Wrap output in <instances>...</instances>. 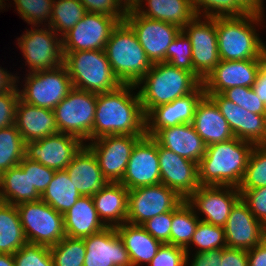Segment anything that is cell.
Instances as JSON below:
<instances>
[{
  "mask_svg": "<svg viewBox=\"0 0 266 266\" xmlns=\"http://www.w3.org/2000/svg\"><path fill=\"white\" fill-rule=\"evenodd\" d=\"M136 85L97 94L92 140L105 135H146V115ZM134 94V95H133Z\"/></svg>",
  "mask_w": 266,
  "mask_h": 266,
  "instance_id": "6da1fadb",
  "label": "cell"
},
{
  "mask_svg": "<svg viewBox=\"0 0 266 266\" xmlns=\"http://www.w3.org/2000/svg\"><path fill=\"white\" fill-rule=\"evenodd\" d=\"M253 147V143L236 137L206 146L205 155L198 163L200 185L238 188Z\"/></svg>",
  "mask_w": 266,
  "mask_h": 266,
  "instance_id": "7a4b0ae2",
  "label": "cell"
},
{
  "mask_svg": "<svg viewBox=\"0 0 266 266\" xmlns=\"http://www.w3.org/2000/svg\"><path fill=\"white\" fill-rule=\"evenodd\" d=\"M263 17L264 14L247 13L238 17L215 18L220 60L264 59L266 45L255 28L262 24Z\"/></svg>",
  "mask_w": 266,
  "mask_h": 266,
  "instance_id": "3957f363",
  "label": "cell"
},
{
  "mask_svg": "<svg viewBox=\"0 0 266 266\" xmlns=\"http://www.w3.org/2000/svg\"><path fill=\"white\" fill-rule=\"evenodd\" d=\"M143 86H142V85ZM202 82L191 72L167 62L154 63L137 83L145 115L153 108L194 92Z\"/></svg>",
  "mask_w": 266,
  "mask_h": 266,
  "instance_id": "277c9868",
  "label": "cell"
},
{
  "mask_svg": "<svg viewBox=\"0 0 266 266\" xmlns=\"http://www.w3.org/2000/svg\"><path fill=\"white\" fill-rule=\"evenodd\" d=\"M104 51L122 84L137 85L153 65L135 32L125 21L119 22L112 30Z\"/></svg>",
  "mask_w": 266,
  "mask_h": 266,
  "instance_id": "5b68a950",
  "label": "cell"
},
{
  "mask_svg": "<svg viewBox=\"0 0 266 266\" xmlns=\"http://www.w3.org/2000/svg\"><path fill=\"white\" fill-rule=\"evenodd\" d=\"M74 88L95 94L114 91L122 83L104 50L64 52V63Z\"/></svg>",
  "mask_w": 266,
  "mask_h": 266,
  "instance_id": "8992f818",
  "label": "cell"
},
{
  "mask_svg": "<svg viewBox=\"0 0 266 266\" xmlns=\"http://www.w3.org/2000/svg\"><path fill=\"white\" fill-rule=\"evenodd\" d=\"M97 94L72 88L53 109L59 133L92 141Z\"/></svg>",
  "mask_w": 266,
  "mask_h": 266,
  "instance_id": "52a82bcc",
  "label": "cell"
},
{
  "mask_svg": "<svg viewBox=\"0 0 266 266\" xmlns=\"http://www.w3.org/2000/svg\"><path fill=\"white\" fill-rule=\"evenodd\" d=\"M16 207L27 242L51 247L66 236L63 214L41 199Z\"/></svg>",
  "mask_w": 266,
  "mask_h": 266,
  "instance_id": "ba28073f",
  "label": "cell"
},
{
  "mask_svg": "<svg viewBox=\"0 0 266 266\" xmlns=\"http://www.w3.org/2000/svg\"><path fill=\"white\" fill-rule=\"evenodd\" d=\"M25 78L19 99L23 102L48 109H54L73 88L66 67L29 72Z\"/></svg>",
  "mask_w": 266,
  "mask_h": 266,
  "instance_id": "9c48e42d",
  "label": "cell"
},
{
  "mask_svg": "<svg viewBox=\"0 0 266 266\" xmlns=\"http://www.w3.org/2000/svg\"><path fill=\"white\" fill-rule=\"evenodd\" d=\"M33 27L29 31L26 29V33L17 38L25 63L30 68L28 72L60 67L64 63L62 37L58 38V34L49 26L48 29Z\"/></svg>",
  "mask_w": 266,
  "mask_h": 266,
  "instance_id": "30bf717a",
  "label": "cell"
},
{
  "mask_svg": "<svg viewBox=\"0 0 266 266\" xmlns=\"http://www.w3.org/2000/svg\"><path fill=\"white\" fill-rule=\"evenodd\" d=\"M183 201L176 191L162 183L128 190L126 222L142 225L148 219L175 210Z\"/></svg>",
  "mask_w": 266,
  "mask_h": 266,
  "instance_id": "8fae6325",
  "label": "cell"
},
{
  "mask_svg": "<svg viewBox=\"0 0 266 266\" xmlns=\"http://www.w3.org/2000/svg\"><path fill=\"white\" fill-rule=\"evenodd\" d=\"M135 32L152 64L166 62V50L182 31L177 25L140 15L135 9L126 11L124 20Z\"/></svg>",
  "mask_w": 266,
  "mask_h": 266,
  "instance_id": "7c38bea8",
  "label": "cell"
},
{
  "mask_svg": "<svg viewBox=\"0 0 266 266\" xmlns=\"http://www.w3.org/2000/svg\"><path fill=\"white\" fill-rule=\"evenodd\" d=\"M196 16L182 29L190 39L194 75L202 82L220 62L215 18Z\"/></svg>",
  "mask_w": 266,
  "mask_h": 266,
  "instance_id": "4fadbf2b",
  "label": "cell"
},
{
  "mask_svg": "<svg viewBox=\"0 0 266 266\" xmlns=\"http://www.w3.org/2000/svg\"><path fill=\"white\" fill-rule=\"evenodd\" d=\"M119 22L113 16L87 12L62 36L63 52L104 50L112 30Z\"/></svg>",
  "mask_w": 266,
  "mask_h": 266,
  "instance_id": "5bb4252c",
  "label": "cell"
},
{
  "mask_svg": "<svg viewBox=\"0 0 266 266\" xmlns=\"http://www.w3.org/2000/svg\"><path fill=\"white\" fill-rule=\"evenodd\" d=\"M144 135H105L87 145L108 182H120L136 142Z\"/></svg>",
  "mask_w": 266,
  "mask_h": 266,
  "instance_id": "9a60e30c",
  "label": "cell"
},
{
  "mask_svg": "<svg viewBox=\"0 0 266 266\" xmlns=\"http://www.w3.org/2000/svg\"><path fill=\"white\" fill-rule=\"evenodd\" d=\"M120 183L128 190L161 183L157 142L152 136L136 142Z\"/></svg>",
  "mask_w": 266,
  "mask_h": 266,
  "instance_id": "2e32d148",
  "label": "cell"
},
{
  "mask_svg": "<svg viewBox=\"0 0 266 266\" xmlns=\"http://www.w3.org/2000/svg\"><path fill=\"white\" fill-rule=\"evenodd\" d=\"M84 144L73 135L57 133L25 143V157L56 171L65 170Z\"/></svg>",
  "mask_w": 266,
  "mask_h": 266,
  "instance_id": "e0dca14e",
  "label": "cell"
},
{
  "mask_svg": "<svg viewBox=\"0 0 266 266\" xmlns=\"http://www.w3.org/2000/svg\"><path fill=\"white\" fill-rule=\"evenodd\" d=\"M240 198L241 194L237 187L200 186L187 202L195 212L203 214L204 218H199L200 221L224 227L231 209Z\"/></svg>",
  "mask_w": 266,
  "mask_h": 266,
  "instance_id": "ac0fdd59",
  "label": "cell"
},
{
  "mask_svg": "<svg viewBox=\"0 0 266 266\" xmlns=\"http://www.w3.org/2000/svg\"><path fill=\"white\" fill-rule=\"evenodd\" d=\"M264 59L220 60L202 81L205 94H221L233 87H252Z\"/></svg>",
  "mask_w": 266,
  "mask_h": 266,
  "instance_id": "d6986e66",
  "label": "cell"
},
{
  "mask_svg": "<svg viewBox=\"0 0 266 266\" xmlns=\"http://www.w3.org/2000/svg\"><path fill=\"white\" fill-rule=\"evenodd\" d=\"M161 183L187 200L201 185L198 164L157 143Z\"/></svg>",
  "mask_w": 266,
  "mask_h": 266,
  "instance_id": "ffe728a7",
  "label": "cell"
},
{
  "mask_svg": "<svg viewBox=\"0 0 266 266\" xmlns=\"http://www.w3.org/2000/svg\"><path fill=\"white\" fill-rule=\"evenodd\" d=\"M218 106L234 137L254 145H266V115L254 114L222 94H205Z\"/></svg>",
  "mask_w": 266,
  "mask_h": 266,
  "instance_id": "44dd1931",
  "label": "cell"
},
{
  "mask_svg": "<svg viewBox=\"0 0 266 266\" xmlns=\"http://www.w3.org/2000/svg\"><path fill=\"white\" fill-rule=\"evenodd\" d=\"M224 232L227 247L247 251L266 238V227L254 217L241 198L231 209Z\"/></svg>",
  "mask_w": 266,
  "mask_h": 266,
  "instance_id": "7402d4cb",
  "label": "cell"
},
{
  "mask_svg": "<svg viewBox=\"0 0 266 266\" xmlns=\"http://www.w3.org/2000/svg\"><path fill=\"white\" fill-rule=\"evenodd\" d=\"M83 239L86 247L84 266H132L115 227H105Z\"/></svg>",
  "mask_w": 266,
  "mask_h": 266,
  "instance_id": "603a6c76",
  "label": "cell"
},
{
  "mask_svg": "<svg viewBox=\"0 0 266 266\" xmlns=\"http://www.w3.org/2000/svg\"><path fill=\"white\" fill-rule=\"evenodd\" d=\"M204 95L201 84L194 92L153 108L146 115V135L153 136L159 129L192 123L196 105Z\"/></svg>",
  "mask_w": 266,
  "mask_h": 266,
  "instance_id": "cb8c5ba5",
  "label": "cell"
},
{
  "mask_svg": "<svg viewBox=\"0 0 266 266\" xmlns=\"http://www.w3.org/2000/svg\"><path fill=\"white\" fill-rule=\"evenodd\" d=\"M65 171L82 196H93L108 184L96 156L87 144L75 154Z\"/></svg>",
  "mask_w": 266,
  "mask_h": 266,
  "instance_id": "d4e9b609",
  "label": "cell"
},
{
  "mask_svg": "<svg viewBox=\"0 0 266 266\" xmlns=\"http://www.w3.org/2000/svg\"><path fill=\"white\" fill-rule=\"evenodd\" d=\"M152 137L160 146L197 164L206 152V145L192 123L159 129Z\"/></svg>",
  "mask_w": 266,
  "mask_h": 266,
  "instance_id": "484cf974",
  "label": "cell"
},
{
  "mask_svg": "<svg viewBox=\"0 0 266 266\" xmlns=\"http://www.w3.org/2000/svg\"><path fill=\"white\" fill-rule=\"evenodd\" d=\"M25 143L59 133L52 109L29 105L19 99L15 124Z\"/></svg>",
  "mask_w": 266,
  "mask_h": 266,
  "instance_id": "4316f807",
  "label": "cell"
},
{
  "mask_svg": "<svg viewBox=\"0 0 266 266\" xmlns=\"http://www.w3.org/2000/svg\"><path fill=\"white\" fill-rule=\"evenodd\" d=\"M192 124L206 146L234 138L218 106L207 95L197 103Z\"/></svg>",
  "mask_w": 266,
  "mask_h": 266,
  "instance_id": "83f0119b",
  "label": "cell"
},
{
  "mask_svg": "<svg viewBox=\"0 0 266 266\" xmlns=\"http://www.w3.org/2000/svg\"><path fill=\"white\" fill-rule=\"evenodd\" d=\"M41 195L31 185L30 159L24 157L18 166L0 175V201L17 205L40 200Z\"/></svg>",
  "mask_w": 266,
  "mask_h": 266,
  "instance_id": "f1b7e54d",
  "label": "cell"
},
{
  "mask_svg": "<svg viewBox=\"0 0 266 266\" xmlns=\"http://www.w3.org/2000/svg\"><path fill=\"white\" fill-rule=\"evenodd\" d=\"M99 219L106 227H117L127 220L128 189L120 182H108L92 196Z\"/></svg>",
  "mask_w": 266,
  "mask_h": 266,
  "instance_id": "f546056e",
  "label": "cell"
},
{
  "mask_svg": "<svg viewBox=\"0 0 266 266\" xmlns=\"http://www.w3.org/2000/svg\"><path fill=\"white\" fill-rule=\"evenodd\" d=\"M65 235L86 238L100 232L106 226L99 219L92 196H81L63 214Z\"/></svg>",
  "mask_w": 266,
  "mask_h": 266,
  "instance_id": "4dcf8cb0",
  "label": "cell"
},
{
  "mask_svg": "<svg viewBox=\"0 0 266 266\" xmlns=\"http://www.w3.org/2000/svg\"><path fill=\"white\" fill-rule=\"evenodd\" d=\"M119 237L124 243L132 266L148 264L156 255L162 243L153 238L142 225L124 222L115 227Z\"/></svg>",
  "mask_w": 266,
  "mask_h": 266,
  "instance_id": "1f68e13d",
  "label": "cell"
},
{
  "mask_svg": "<svg viewBox=\"0 0 266 266\" xmlns=\"http://www.w3.org/2000/svg\"><path fill=\"white\" fill-rule=\"evenodd\" d=\"M147 3L144 6L142 2ZM141 0L135 10L147 18L177 25L183 29L197 15L191 0Z\"/></svg>",
  "mask_w": 266,
  "mask_h": 266,
  "instance_id": "d6a6232c",
  "label": "cell"
},
{
  "mask_svg": "<svg viewBox=\"0 0 266 266\" xmlns=\"http://www.w3.org/2000/svg\"><path fill=\"white\" fill-rule=\"evenodd\" d=\"M26 242L16 205L0 201V253L13 255Z\"/></svg>",
  "mask_w": 266,
  "mask_h": 266,
  "instance_id": "836d02e7",
  "label": "cell"
},
{
  "mask_svg": "<svg viewBox=\"0 0 266 266\" xmlns=\"http://www.w3.org/2000/svg\"><path fill=\"white\" fill-rule=\"evenodd\" d=\"M65 170L56 171L40 199L64 214L81 197Z\"/></svg>",
  "mask_w": 266,
  "mask_h": 266,
  "instance_id": "e575fe53",
  "label": "cell"
},
{
  "mask_svg": "<svg viewBox=\"0 0 266 266\" xmlns=\"http://www.w3.org/2000/svg\"><path fill=\"white\" fill-rule=\"evenodd\" d=\"M199 221V216L187 200L172 210L170 244L184 248L187 261L190 260L189 244Z\"/></svg>",
  "mask_w": 266,
  "mask_h": 266,
  "instance_id": "d590c367",
  "label": "cell"
},
{
  "mask_svg": "<svg viewBox=\"0 0 266 266\" xmlns=\"http://www.w3.org/2000/svg\"><path fill=\"white\" fill-rule=\"evenodd\" d=\"M25 157V141L15 125L0 129V175Z\"/></svg>",
  "mask_w": 266,
  "mask_h": 266,
  "instance_id": "8d00e7d4",
  "label": "cell"
},
{
  "mask_svg": "<svg viewBox=\"0 0 266 266\" xmlns=\"http://www.w3.org/2000/svg\"><path fill=\"white\" fill-rule=\"evenodd\" d=\"M87 13L79 0H54L51 15V27L63 36L72 29Z\"/></svg>",
  "mask_w": 266,
  "mask_h": 266,
  "instance_id": "74e56055",
  "label": "cell"
},
{
  "mask_svg": "<svg viewBox=\"0 0 266 266\" xmlns=\"http://www.w3.org/2000/svg\"><path fill=\"white\" fill-rule=\"evenodd\" d=\"M49 249L54 266H84L86 247L83 238L65 236Z\"/></svg>",
  "mask_w": 266,
  "mask_h": 266,
  "instance_id": "f35d334b",
  "label": "cell"
},
{
  "mask_svg": "<svg viewBox=\"0 0 266 266\" xmlns=\"http://www.w3.org/2000/svg\"><path fill=\"white\" fill-rule=\"evenodd\" d=\"M264 186H266V145H254L238 189H254Z\"/></svg>",
  "mask_w": 266,
  "mask_h": 266,
  "instance_id": "ab89813d",
  "label": "cell"
},
{
  "mask_svg": "<svg viewBox=\"0 0 266 266\" xmlns=\"http://www.w3.org/2000/svg\"><path fill=\"white\" fill-rule=\"evenodd\" d=\"M191 2L196 15L200 17H238L249 13L237 0H191Z\"/></svg>",
  "mask_w": 266,
  "mask_h": 266,
  "instance_id": "60d3db41",
  "label": "cell"
},
{
  "mask_svg": "<svg viewBox=\"0 0 266 266\" xmlns=\"http://www.w3.org/2000/svg\"><path fill=\"white\" fill-rule=\"evenodd\" d=\"M198 247L195 252L222 249L227 247L224 227L199 221L189 245Z\"/></svg>",
  "mask_w": 266,
  "mask_h": 266,
  "instance_id": "b9f144b4",
  "label": "cell"
},
{
  "mask_svg": "<svg viewBox=\"0 0 266 266\" xmlns=\"http://www.w3.org/2000/svg\"><path fill=\"white\" fill-rule=\"evenodd\" d=\"M21 18L28 24L40 27L45 20L51 24L52 7L54 0H13Z\"/></svg>",
  "mask_w": 266,
  "mask_h": 266,
  "instance_id": "7bdbcfd3",
  "label": "cell"
},
{
  "mask_svg": "<svg viewBox=\"0 0 266 266\" xmlns=\"http://www.w3.org/2000/svg\"><path fill=\"white\" fill-rule=\"evenodd\" d=\"M166 62L194 74L191 42L183 31L168 46Z\"/></svg>",
  "mask_w": 266,
  "mask_h": 266,
  "instance_id": "ee69618b",
  "label": "cell"
},
{
  "mask_svg": "<svg viewBox=\"0 0 266 266\" xmlns=\"http://www.w3.org/2000/svg\"><path fill=\"white\" fill-rule=\"evenodd\" d=\"M15 266H54L49 247L26 242L14 254Z\"/></svg>",
  "mask_w": 266,
  "mask_h": 266,
  "instance_id": "f6af8a7d",
  "label": "cell"
},
{
  "mask_svg": "<svg viewBox=\"0 0 266 266\" xmlns=\"http://www.w3.org/2000/svg\"><path fill=\"white\" fill-rule=\"evenodd\" d=\"M221 94L249 112L266 115V104L261 102L252 87H233L226 89Z\"/></svg>",
  "mask_w": 266,
  "mask_h": 266,
  "instance_id": "bcb514c9",
  "label": "cell"
},
{
  "mask_svg": "<svg viewBox=\"0 0 266 266\" xmlns=\"http://www.w3.org/2000/svg\"><path fill=\"white\" fill-rule=\"evenodd\" d=\"M148 264L150 266H187V253L182 247L164 243Z\"/></svg>",
  "mask_w": 266,
  "mask_h": 266,
  "instance_id": "7dc6e473",
  "label": "cell"
},
{
  "mask_svg": "<svg viewBox=\"0 0 266 266\" xmlns=\"http://www.w3.org/2000/svg\"><path fill=\"white\" fill-rule=\"evenodd\" d=\"M241 199L254 217L266 227V186L254 189H239Z\"/></svg>",
  "mask_w": 266,
  "mask_h": 266,
  "instance_id": "c3c4849f",
  "label": "cell"
},
{
  "mask_svg": "<svg viewBox=\"0 0 266 266\" xmlns=\"http://www.w3.org/2000/svg\"><path fill=\"white\" fill-rule=\"evenodd\" d=\"M171 223L172 211L148 219L142 226L153 238L162 244H170Z\"/></svg>",
  "mask_w": 266,
  "mask_h": 266,
  "instance_id": "681fc988",
  "label": "cell"
},
{
  "mask_svg": "<svg viewBox=\"0 0 266 266\" xmlns=\"http://www.w3.org/2000/svg\"><path fill=\"white\" fill-rule=\"evenodd\" d=\"M18 88L0 94V129L15 124L16 107L19 101Z\"/></svg>",
  "mask_w": 266,
  "mask_h": 266,
  "instance_id": "f907efd6",
  "label": "cell"
},
{
  "mask_svg": "<svg viewBox=\"0 0 266 266\" xmlns=\"http://www.w3.org/2000/svg\"><path fill=\"white\" fill-rule=\"evenodd\" d=\"M87 12L116 17L120 22L125 20L126 11L117 0H79Z\"/></svg>",
  "mask_w": 266,
  "mask_h": 266,
  "instance_id": "816d5d0a",
  "label": "cell"
},
{
  "mask_svg": "<svg viewBox=\"0 0 266 266\" xmlns=\"http://www.w3.org/2000/svg\"><path fill=\"white\" fill-rule=\"evenodd\" d=\"M56 170L48 168L37 161L30 160V180L31 185L34 186L36 191L42 195Z\"/></svg>",
  "mask_w": 266,
  "mask_h": 266,
  "instance_id": "f5cc1de1",
  "label": "cell"
},
{
  "mask_svg": "<svg viewBox=\"0 0 266 266\" xmlns=\"http://www.w3.org/2000/svg\"><path fill=\"white\" fill-rule=\"evenodd\" d=\"M220 266H248L247 250L230 247L222 248Z\"/></svg>",
  "mask_w": 266,
  "mask_h": 266,
  "instance_id": "db71d44e",
  "label": "cell"
},
{
  "mask_svg": "<svg viewBox=\"0 0 266 266\" xmlns=\"http://www.w3.org/2000/svg\"><path fill=\"white\" fill-rule=\"evenodd\" d=\"M193 260L190 261L191 264L187 261V265L190 266H220L222 249L209 250L205 252H196L194 253Z\"/></svg>",
  "mask_w": 266,
  "mask_h": 266,
  "instance_id": "11a10c76",
  "label": "cell"
},
{
  "mask_svg": "<svg viewBox=\"0 0 266 266\" xmlns=\"http://www.w3.org/2000/svg\"><path fill=\"white\" fill-rule=\"evenodd\" d=\"M248 266H266V238L247 251Z\"/></svg>",
  "mask_w": 266,
  "mask_h": 266,
  "instance_id": "9f6ffc18",
  "label": "cell"
},
{
  "mask_svg": "<svg viewBox=\"0 0 266 266\" xmlns=\"http://www.w3.org/2000/svg\"><path fill=\"white\" fill-rule=\"evenodd\" d=\"M252 89L260 98L261 102L266 104V54L263 60V65L257 75L256 82L253 84Z\"/></svg>",
  "mask_w": 266,
  "mask_h": 266,
  "instance_id": "6f0895ef",
  "label": "cell"
},
{
  "mask_svg": "<svg viewBox=\"0 0 266 266\" xmlns=\"http://www.w3.org/2000/svg\"><path fill=\"white\" fill-rule=\"evenodd\" d=\"M18 79L19 77L9 74L7 70L5 71L4 68L0 67V94L15 90L18 87L16 84Z\"/></svg>",
  "mask_w": 266,
  "mask_h": 266,
  "instance_id": "680465c9",
  "label": "cell"
},
{
  "mask_svg": "<svg viewBox=\"0 0 266 266\" xmlns=\"http://www.w3.org/2000/svg\"><path fill=\"white\" fill-rule=\"evenodd\" d=\"M249 13L263 14V0H237Z\"/></svg>",
  "mask_w": 266,
  "mask_h": 266,
  "instance_id": "91938a15",
  "label": "cell"
},
{
  "mask_svg": "<svg viewBox=\"0 0 266 266\" xmlns=\"http://www.w3.org/2000/svg\"><path fill=\"white\" fill-rule=\"evenodd\" d=\"M125 11L134 10L141 3V0H117Z\"/></svg>",
  "mask_w": 266,
  "mask_h": 266,
  "instance_id": "94428289",
  "label": "cell"
},
{
  "mask_svg": "<svg viewBox=\"0 0 266 266\" xmlns=\"http://www.w3.org/2000/svg\"><path fill=\"white\" fill-rule=\"evenodd\" d=\"M0 266H15L12 254L0 253Z\"/></svg>",
  "mask_w": 266,
  "mask_h": 266,
  "instance_id": "6125c7cd",
  "label": "cell"
}]
</instances>
